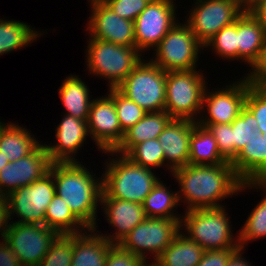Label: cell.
I'll list each match as a JSON object with an SVG mask.
<instances>
[{
    "instance_id": "cell-1",
    "label": "cell",
    "mask_w": 266,
    "mask_h": 266,
    "mask_svg": "<svg viewBox=\"0 0 266 266\" xmlns=\"http://www.w3.org/2000/svg\"><path fill=\"white\" fill-rule=\"evenodd\" d=\"M170 177L178 183L175 188L179 187L180 205L186 207L183 212L226 206L225 199L240 195L243 183L230 162L218 165L188 164L173 170Z\"/></svg>"
},
{
    "instance_id": "cell-2",
    "label": "cell",
    "mask_w": 266,
    "mask_h": 266,
    "mask_svg": "<svg viewBox=\"0 0 266 266\" xmlns=\"http://www.w3.org/2000/svg\"><path fill=\"white\" fill-rule=\"evenodd\" d=\"M86 165L82 160L56 162L51 164L49 171L53 174L55 194L68 204L72 213L87 228L98 229L103 174L101 172L98 177L94 173L96 170Z\"/></svg>"
},
{
    "instance_id": "cell-3",
    "label": "cell",
    "mask_w": 266,
    "mask_h": 266,
    "mask_svg": "<svg viewBox=\"0 0 266 266\" xmlns=\"http://www.w3.org/2000/svg\"><path fill=\"white\" fill-rule=\"evenodd\" d=\"M103 192L101 198H117L143 204L159 178L158 172L131 162L126 156L105 151ZM111 156V157H109ZM157 174V175H156Z\"/></svg>"
},
{
    "instance_id": "cell-4",
    "label": "cell",
    "mask_w": 266,
    "mask_h": 266,
    "mask_svg": "<svg viewBox=\"0 0 266 266\" xmlns=\"http://www.w3.org/2000/svg\"><path fill=\"white\" fill-rule=\"evenodd\" d=\"M84 56L86 75L104 79L116 88L145 57L136 47H126L97 38H86Z\"/></svg>"
},
{
    "instance_id": "cell-5",
    "label": "cell",
    "mask_w": 266,
    "mask_h": 266,
    "mask_svg": "<svg viewBox=\"0 0 266 266\" xmlns=\"http://www.w3.org/2000/svg\"><path fill=\"white\" fill-rule=\"evenodd\" d=\"M182 214L181 232L205 251L239 248L238 231L234 234L226 206L189 210Z\"/></svg>"
},
{
    "instance_id": "cell-6",
    "label": "cell",
    "mask_w": 266,
    "mask_h": 266,
    "mask_svg": "<svg viewBox=\"0 0 266 266\" xmlns=\"http://www.w3.org/2000/svg\"><path fill=\"white\" fill-rule=\"evenodd\" d=\"M204 70H180L166 72V101L164 110L173 119L197 121L203 93L209 80Z\"/></svg>"
},
{
    "instance_id": "cell-7",
    "label": "cell",
    "mask_w": 266,
    "mask_h": 266,
    "mask_svg": "<svg viewBox=\"0 0 266 266\" xmlns=\"http://www.w3.org/2000/svg\"><path fill=\"white\" fill-rule=\"evenodd\" d=\"M183 21V22H182ZM177 22L152 50L153 55L146 56L162 70L180 71L198 68L204 46L197 40L189 25ZM150 57V58H149Z\"/></svg>"
},
{
    "instance_id": "cell-8",
    "label": "cell",
    "mask_w": 266,
    "mask_h": 266,
    "mask_svg": "<svg viewBox=\"0 0 266 266\" xmlns=\"http://www.w3.org/2000/svg\"><path fill=\"white\" fill-rule=\"evenodd\" d=\"M116 88L147 113L163 111L166 101V71L145 57Z\"/></svg>"
},
{
    "instance_id": "cell-9",
    "label": "cell",
    "mask_w": 266,
    "mask_h": 266,
    "mask_svg": "<svg viewBox=\"0 0 266 266\" xmlns=\"http://www.w3.org/2000/svg\"><path fill=\"white\" fill-rule=\"evenodd\" d=\"M180 232L181 221L147 217L131 230L118 245L145 262L152 261V259L156 261Z\"/></svg>"
},
{
    "instance_id": "cell-10",
    "label": "cell",
    "mask_w": 266,
    "mask_h": 266,
    "mask_svg": "<svg viewBox=\"0 0 266 266\" xmlns=\"http://www.w3.org/2000/svg\"><path fill=\"white\" fill-rule=\"evenodd\" d=\"M250 81L243 74L240 79L228 81L220 88H212L211 84L206 86L203 99L202 109L198 120V124H222L232 123L245 107Z\"/></svg>"
},
{
    "instance_id": "cell-11",
    "label": "cell",
    "mask_w": 266,
    "mask_h": 266,
    "mask_svg": "<svg viewBox=\"0 0 266 266\" xmlns=\"http://www.w3.org/2000/svg\"><path fill=\"white\" fill-rule=\"evenodd\" d=\"M244 10L240 0H193L184 21L204 45L223 27L234 23Z\"/></svg>"
},
{
    "instance_id": "cell-12",
    "label": "cell",
    "mask_w": 266,
    "mask_h": 266,
    "mask_svg": "<svg viewBox=\"0 0 266 266\" xmlns=\"http://www.w3.org/2000/svg\"><path fill=\"white\" fill-rule=\"evenodd\" d=\"M54 195L55 184L50 171L32 184L14 190L5 197L10 222L44 225L45 213Z\"/></svg>"
},
{
    "instance_id": "cell-13",
    "label": "cell",
    "mask_w": 266,
    "mask_h": 266,
    "mask_svg": "<svg viewBox=\"0 0 266 266\" xmlns=\"http://www.w3.org/2000/svg\"><path fill=\"white\" fill-rule=\"evenodd\" d=\"M177 0H151L134 20L136 48L143 54L153 50L179 22ZM177 12V13H176Z\"/></svg>"
},
{
    "instance_id": "cell-14",
    "label": "cell",
    "mask_w": 266,
    "mask_h": 266,
    "mask_svg": "<svg viewBox=\"0 0 266 266\" xmlns=\"http://www.w3.org/2000/svg\"><path fill=\"white\" fill-rule=\"evenodd\" d=\"M59 236L46 225L10 222L4 240L21 266H38Z\"/></svg>"
},
{
    "instance_id": "cell-15",
    "label": "cell",
    "mask_w": 266,
    "mask_h": 266,
    "mask_svg": "<svg viewBox=\"0 0 266 266\" xmlns=\"http://www.w3.org/2000/svg\"><path fill=\"white\" fill-rule=\"evenodd\" d=\"M87 125L91 141L100 153L113 151L123 139L114 101L107 93L94 96Z\"/></svg>"
},
{
    "instance_id": "cell-16",
    "label": "cell",
    "mask_w": 266,
    "mask_h": 266,
    "mask_svg": "<svg viewBox=\"0 0 266 266\" xmlns=\"http://www.w3.org/2000/svg\"><path fill=\"white\" fill-rule=\"evenodd\" d=\"M52 162L42 142L31 154L8 162L0 170V196L28 186L49 172Z\"/></svg>"
},
{
    "instance_id": "cell-17",
    "label": "cell",
    "mask_w": 266,
    "mask_h": 266,
    "mask_svg": "<svg viewBox=\"0 0 266 266\" xmlns=\"http://www.w3.org/2000/svg\"><path fill=\"white\" fill-rule=\"evenodd\" d=\"M85 37L97 38L126 47H136L134 22L121 18L106 4L88 9Z\"/></svg>"
},
{
    "instance_id": "cell-18",
    "label": "cell",
    "mask_w": 266,
    "mask_h": 266,
    "mask_svg": "<svg viewBox=\"0 0 266 266\" xmlns=\"http://www.w3.org/2000/svg\"><path fill=\"white\" fill-rule=\"evenodd\" d=\"M55 127L54 142L44 143L51 162H80L79 157L76 158L77 154L82 147L84 149V144H88L87 138H90L87 121L63 114Z\"/></svg>"
},
{
    "instance_id": "cell-19",
    "label": "cell",
    "mask_w": 266,
    "mask_h": 266,
    "mask_svg": "<svg viewBox=\"0 0 266 266\" xmlns=\"http://www.w3.org/2000/svg\"><path fill=\"white\" fill-rule=\"evenodd\" d=\"M100 210L105 222L114 231L109 233V230H95L112 244H119L131 230L147 218L143 204L117 198H101Z\"/></svg>"
},
{
    "instance_id": "cell-20",
    "label": "cell",
    "mask_w": 266,
    "mask_h": 266,
    "mask_svg": "<svg viewBox=\"0 0 266 266\" xmlns=\"http://www.w3.org/2000/svg\"><path fill=\"white\" fill-rule=\"evenodd\" d=\"M237 45L238 61L247 65V75L266 48V29L250 10H244L237 18Z\"/></svg>"
},
{
    "instance_id": "cell-21",
    "label": "cell",
    "mask_w": 266,
    "mask_h": 266,
    "mask_svg": "<svg viewBox=\"0 0 266 266\" xmlns=\"http://www.w3.org/2000/svg\"><path fill=\"white\" fill-rule=\"evenodd\" d=\"M193 121L189 119H172L158 136L164 152L165 171L170 174L176 168L189 164L190 137ZM171 172V173H170Z\"/></svg>"
},
{
    "instance_id": "cell-22",
    "label": "cell",
    "mask_w": 266,
    "mask_h": 266,
    "mask_svg": "<svg viewBox=\"0 0 266 266\" xmlns=\"http://www.w3.org/2000/svg\"><path fill=\"white\" fill-rule=\"evenodd\" d=\"M243 181H266V137H253L230 162Z\"/></svg>"
},
{
    "instance_id": "cell-23",
    "label": "cell",
    "mask_w": 266,
    "mask_h": 266,
    "mask_svg": "<svg viewBox=\"0 0 266 266\" xmlns=\"http://www.w3.org/2000/svg\"><path fill=\"white\" fill-rule=\"evenodd\" d=\"M112 245L94 228L73 234L71 266H105Z\"/></svg>"
},
{
    "instance_id": "cell-24",
    "label": "cell",
    "mask_w": 266,
    "mask_h": 266,
    "mask_svg": "<svg viewBox=\"0 0 266 266\" xmlns=\"http://www.w3.org/2000/svg\"><path fill=\"white\" fill-rule=\"evenodd\" d=\"M245 190L261 191L262 198L254 204V208L250 210L246 221L238 230L239 247L244 249L247 248L248 243L266 238V181L243 182L239 193L243 194Z\"/></svg>"
},
{
    "instance_id": "cell-25",
    "label": "cell",
    "mask_w": 266,
    "mask_h": 266,
    "mask_svg": "<svg viewBox=\"0 0 266 266\" xmlns=\"http://www.w3.org/2000/svg\"><path fill=\"white\" fill-rule=\"evenodd\" d=\"M81 78L77 74L70 73L62 80L57 92L65 111H62V114L87 121L93 95H91L88 82L86 83V80Z\"/></svg>"
},
{
    "instance_id": "cell-26",
    "label": "cell",
    "mask_w": 266,
    "mask_h": 266,
    "mask_svg": "<svg viewBox=\"0 0 266 266\" xmlns=\"http://www.w3.org/2000/svg\"><path fill=\"white\" fill-rule=\"evenodd\" d=\"M35 136L18 121H8L0 129V152L9 162L17 161L31 154L43 142Z\"/></svg>"
},
{
    "instance_id": "cell-27",
    "label": "cell",
    "mask_w": 266,
    "mask_h": 266,
    "mask_svg": "<svg viewBox=\"0 0 266 266\" xmlns=\"http://www.w3.org/2000/svg\"><path fill=\"white\" fill-rule=\"evenodd\" d=\"M172 119L165 110L146 113L140 121L124 132L122 141L113 151L125 155L135 144L158 138Z\"/></svg>"
},
{
    "instance_id": "cell-28",
    "label": "cell",
    "mask_w": 266,
    "mask_h": 266,
    "mask_svg": "<svg viewBox=\"0 0 266 266\" xmlns=\"http://www.w3.org/2000/svg\"><path fill=\"white\" fill-rule=\"evenodd\" d=\"M33 27V28H32ZM45 30L40 31L26 22L0 17V57L16 50L26 49L37 42Z\"/></svg>"
},
{
    "instance_id": "cell-29",
    "label": "cell",
    "mask_w": 266,
    "mask_h": 266,
    "mask_svg": "<svg viewBox=\"0 0 266 266\" xmlns=\"http://www.w3.org/2000/svg\"><path fill=\"white\" fill-rule=\"evenodd\" d=\"M229 163L219 152L217 142L207 127L193 121L190 137L189 164L218 165Z\"/></svg>"
},
{
    "instance_id": "cell-30",
    "label": "cell",
    "mask_w": 266,
    "mask_h": 266,
    "mask_svg": "<svg viewBox=\"0 0 266 266\" xmlns=\"http://www.w3.org/2000/svg\"><path fill=\"white\" fill-rule=\"evenodd\" d=\"M169 188L167 183L160 179L152 191L146 196L143 202V208L147 217L182 220L183 214H179L180 212H178V207H180L178 188Z\"/></svg>"
},
{
    "instance_id": "cell-31",
    "label": "cell",
    "mask_w": 266,
    "mask_h": 266,
    "mask_svg": "<svg viewBox=\"0 0 266 266\" xmlns=\"http://www.w3.org/2000/svg\"><path fill=\"white\" fill-rule=\"evenodd\" d=\"M203 247L180 232L156 260L162 266H197Z\"/></svg>"
},
{
    "instance_id": "cell-32",
    "label": "cell",
    "mask_w": 266,
    "mask_h": 266,
    "mask_svg": "<svg viewBox=\"0 0 266 266\" xmlns=\"http://www.w3.org/2000/svg\"><path fill=\"white\" fill-rule=\"evenodd\" d=\"M44 225L57 231L60 235H72L88 229L57 194L53 196L48 205Z\"/></svg>"
},
{
    "instance_id": "cell-33",
    "label": "cell",
    "mask_w": 266,
    "mask_h": 266,
    "mask_svg": "<svg viewBox=\"0 0 266 266\" xmlns=\"http://www.w3.org/2000/svg\"><path fill=\"white\" fill-rule=\"evenodd\" d=\"M204 52L210 51L217 59L238 62L237 19L229 26L223 27L204 45ZM235 60L237 62H235Z\"/></svg>"
},
{
    "instance_id": "cell-34",
    "label": "cell",
    "mask_w": 266,
    "mask_h": 266,
    "mask_svg": "<svg viewBox=\"0 0 266 266\" xmlns=\"http://www.w3.org/2000/svg\"><path fill=\"white\" fill-rule=\"evenodd\" d=\"M124 156L134 164L154 171L165 168L164 152L158 138L135 144Z\"/></svg>"
},
{
    "instance_id": "cell-35",
    "label": "cell",
    "mask_w": 266,
    "mask_h": 266,
    "mask_svg": "<svg viewBox=\"0 0 266 266\" xmlns=\"http://www.w3.org/2000/svg\"><path fill=\"white\" fill-rule=\"evenodd\" d=\"M258 121L253 114L244 107L240 115L232 121V160L253 137L260 133L257 131Z\"/></svg>"
},
{
    "instance_id": "cell-36",
    "label": "cell",
    "mask_w": 266,
    "mask_h": 266,
    "mask_svg": "<svg viewBox=\"0 0 266 266\" xmlns=\"http://www.w3.org/2000/svg\"><path fill=\"white\" fill-rule=\"evenodd\" d=\"M114 101L121 130L127 131L147 113L138 104L123 95L117 88H108L106 92Z\"/></svg>"
},
{
    "instance_id": "cell-37",
    "label": "cell",
    "mask_w": 266,
    "mask_h": 266,
    "mask_svg": "<svg viewBox=\"0 0 266 266\" xmlns=\"http://www.w3.org/2000/svg\"><path fill=\"white\" fill-rule=\"evenodd\" d=\"M72 255L73 234L60 235L38 266H71Z\"/></svg>"
},
{
    "instance_id": "cell-38",
    "label": "cell",
    "mask_w": 266,
    "mask_h": 266,
    "mask_svg": "<svg viewBox=\"0 0 266 266\" xmlns=\"http://www.w3.org/2000/svg\"><path fill=\"white\" fill-rule=\"evenodd\" d=\"M245 107L258 121L257 131L262 134L266 131V89L257 88L250 84L245 100Z\"/></svg>"
},
{
    "instance_id": "cell-39",
    "label": "cell",
    "mask_w": 266,
    "mask_h": 266,
    "mask_svg": "<svg viewBox=\"0 0 266 266\" xmlns=\"http://www.w3.org/2000/svg\"><path fill=\"white\" fill-rule=\"evenodd\" d=\"M207 127L217 142L220 154L228 161H232V125L222 124H199Z\"/></svg>"
},
{
    "instance_id": "cell-40",
    "label": "cell",
    "mask_w": 266,
    "mask_h": 266,
    "mask_svg": "<svg viewBox=\"0 0 266 266\" xmlns=\"http://www.w3.org/2000/svg\"><path fill=\"white\" fill-rule=\"evenodd\" d=\"M150 2L151 0H108L106 5L121 18L134 22Z\"/></svg>"
},
{
    "instance_id": "cell-41",
    "label": "cell",
    "mask_w": 266,
    "mask_h": 266,
    "mask_svg": "<svg viewBox=\"0 0 266 266\" xmlns=\"http://www.w3.org/2000/svg\"><path fill=\"white\" fill-rule=\"evenodd\" d=\"M145 261L131 252L123 250L118 244H113L108 253L105 266H144Z\"/></svg>"
},
{
    "instance_id": "cell-42",
    "label": "cell",
    "mask_w": 266,
    "mask_h": 266,
    "mask_svg": "<svg viewBox=\"0 0 266 266\" xmlns=\"http://www.w3.org/2000/svg\"><path fill=\"white\" fill-rule=\"evenodd\" d=\"M237 249L238 248L206 250L197 266H226L230 256Z\"/></svg>"
},
{
    "instance_id": "cell-43",
    "label": "cell",
    "mask_w": 266,
    "mask_h": 266,
    "mask_svg": "<svg viewBox=\"0 0 266 266\" xmlns=\"http://www.w3.org/2000/svg\"><path fill=\"white\" fill-rule=\"evenodd\" d=\"M246 76L252 86L266 89V48L263 51L259 62Z\"/></svg>"
},
{
    "instance_id": "cell-44",
    "label": "cell",
    "mask_w": 266,
    "mask_h": 266,
    "mask_svg": "<svg viewBox=\"0 0 266 266\" xmlns=\"http://www.w3.org/2000/svg\"><path fill=\"white\" fill-rule=\"evenodd\" d=\"M0 266H21L18 258L5 240L0 241Z\"/></svg>"
},
{
    "instance_id": "cell-45",
    "label": "cell",
    "mask_w": 266,
    "mask_h": 266,
    "mask_svg": "<svg viewBox=\"0 0 266 266\" xmlns=\"http://www.w3.org/2000/svg\"><path fill=\"white\" fill-rule=\"evenodd\" d=\"M10 225L8 202L5 197H0V241L4 240Z\"/></svg>"
},
{
    "instance_id": "cell-46",
    "label": "cell",
    "mask_w": 266,
    "mask_h": 266,
    "mask_svg": "<svg viewBox=\"0 0 266 266\" xmlns=\"http://www.w3.org/2000/svg\"><path fill=\"white\" fill-rule=\"evenodd\" d=\"M246 249L244 248H238L229 258L226 266H253L250 262L246 259V256L244 255V252ZM244 255V256H243Z\"/></svg>"
},
{
    "instance_id": "cell-47",
    "label": "cell",
    "mask_w": 266,
    "mask_h": 266,
    "mask_svg": "<svg viewBox=\"0 0 266 266\" xmlns=\"http://www.w3.org/2000/svg\"><path fill=\"white\" fill-rule=\"evenodd\" d=\"M266 29V0H259L249 9Z\"/></svg>"
},
{
    "instance_id": "cell-48",
    "label": "cell",
    "mask_w": 266,
    "mask_h": 266,
    "mask_svg": "<svg viewBox=\"0 0 266 266\" xmlns=\"http://www.w3.org/2000/svg\"><path fill=\"white\" fill-rule=\"evenodd\" d=\"M259 0H242V5L245 10H249L255 3H257Z\"/></svg>"
},
{
    "instance_id": "cell-49",
    "label": "cell",
    "mask_w": 266,
    "mask_h": 266,
    "mask_svg": "<svg viewBox=\"0 0 266 266\" xmlns=\"http://www.w3.org/2000/svg\"><path fill=\"white\" fill-rule=\"evenodd\" d=\"M88 5L90 7L95 6V5H101V4H106L108 0H87Z\"/></svg>"
},
{
    "instance_id": "cell-50",
    "label": "cell",
    "mask_w": 266,
    "mask_h": 266,
    "mask_svg": "<svg viewBox=\"0 0 266 266\" xmlns=\"http://www.w3.org/2000/svg\"><path fill=\"white\" fill-rule=\"evenodd\" d=\"M9 162L8 158H5L0 152V170Z\"/></svg>"
},
{
    "instance_id": "cell-51",
    "label": "cell",
    "mask_w": 266,
    "mask_h": 266,
    "mask_svg": "<svg viewBox=\"0 0 266 266\" xmlns=\"http://www.w3.org/2000/svg\"><path fill=\"white\" fill-rule=\"evenodd\" d=\"M144 266H162L157 261H146Z\"/></svg>"
},
{
    "instance_id": "cell-52",
    "label": "cell",
    "mask_w": 266,
    "mask_h": 266,
    "mask_svg": "<svg viewBox=\"0 0 266 266\" xmlns=\"http://www.w3.org/2000/svg\"><path fill=\"white\" fill-rule=\"evenodd\" d=\"M4 120H1L0 118V129L6 124L5 122H3Z\"/></svg>"
},
{
    "instance_id": "cell-53",
    "label": "cell",
    "mask_w": 266,
    "mask_h": 266,
    "mask_svg": "<svg viewBox=\"0 0 266 266\" xmlns=\"http://www.w3.org/2000/svg\"><path fill=\"white\" fill-rule=\"evenodd\" d=\"M262 135L266 137V131H264V132L262 133Z\"/></svg>"
}]
</instances>
